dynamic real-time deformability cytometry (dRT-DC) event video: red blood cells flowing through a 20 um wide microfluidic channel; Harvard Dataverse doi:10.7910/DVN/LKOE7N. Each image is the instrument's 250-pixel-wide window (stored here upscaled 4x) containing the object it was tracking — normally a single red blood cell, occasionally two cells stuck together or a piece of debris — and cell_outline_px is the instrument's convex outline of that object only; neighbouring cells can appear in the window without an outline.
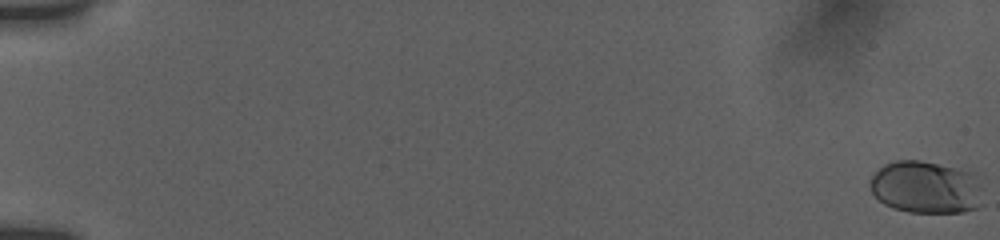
{"species": "human", "species_latin": "Homo sapiens", "temperature_condition": "room temperature", "stored_images_in_passage": 21, "camera_frame_rate_fps": 3000, "um_per_image_px": 0.085, "donor": {"sex": "female"}, "frame": {"image": 1, "passage_image": 1, "time_ms": 0.0, "image_size_px": [1000, 240], "cell_outline_px": [[984, 204], [976, 208], [964, 212], [908, 212], [892, 208], [884, 204], [872, 192], [872, 176], [884, 164], [896, 160], [920, 160], [972, 172], [976, 176], [980, 184]], "centroid_in_image_um": [78.75, 15.93], "position_along_channel_um": 6.2, "area_um2": 34.51}}
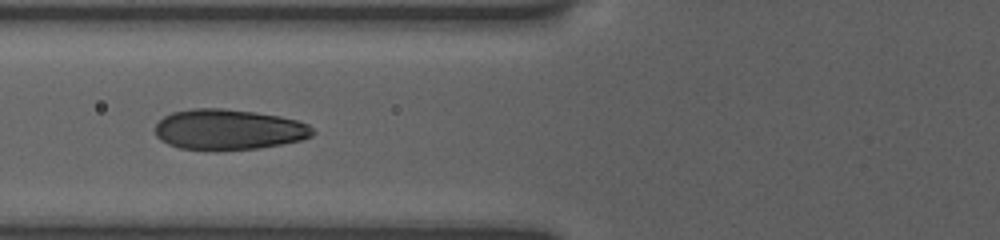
{"frame": {"image": 2, "passage_image": 16, "time_ms": 8.0, "image_size_px": [1000, 240], "cell_outline_px": [[316, 132], [312, 136], [300, 140], [280, 144], [256, 148], [216, 152], [180, 148], [168, 144], [160, 140], [156, 136], [156, 124], [164, 116], [172, 112], [192, 108], [224, 108], [256, 112], [280, 116], [296, 120], [308, 124]], "centroid_in_image_um": [19.41, 11.02], "position_along_channel_um": 106.4, "area_um2": 37.69}}
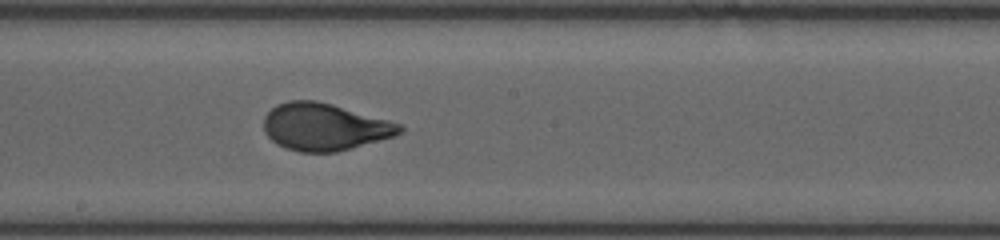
{"frame": {"image": 3, "passage_image": 21, "time_ms": 11.0, "image_size_px": [1000, 240], "cell_outline_px": [[404, 128], [396, 136], [336, 152], [300, 152], [276, 144], [264, 132], [264, 116], [276, 104], [288, 100], [316, 100], [332, 104], [388, 120], [400, 124]], "centroid_in_image_um": [27.56, 10.78], "position_along_channel_um": 220.6, "area_um2": 37.28}}